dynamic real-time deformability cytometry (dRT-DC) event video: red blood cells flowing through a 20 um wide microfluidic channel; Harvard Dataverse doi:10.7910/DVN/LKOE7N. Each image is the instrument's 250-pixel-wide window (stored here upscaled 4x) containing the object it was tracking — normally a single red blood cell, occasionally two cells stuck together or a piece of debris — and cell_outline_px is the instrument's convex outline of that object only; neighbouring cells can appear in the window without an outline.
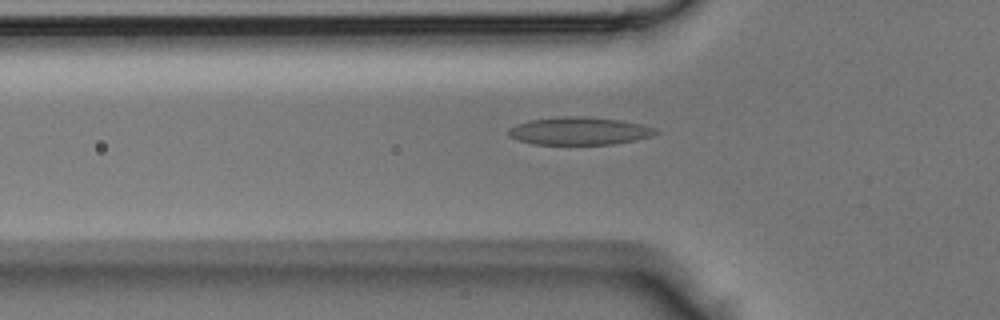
{"species": "Egyptian fruit bat (a non-hibernating species)", "species_latin": "Rousettus aegyptiacus", "temperature_condition": "room temperature", "stored_images_in_passage": 33, "camera_frame_rate_fps": 3000, "um_per_image_px": 0.085, "animal": {"sex": "male"}, "frame": {"image": 1, "passage_image": 8, "time_ms": 2.333, "image_size_px": [1000, 320], "cell_outline_px": [[660, 132], [652, 136], [612, 144], [532, 144], [516, 140], [508, 136], [508, 128], [516, 124], [532, 120], [560, 116], [584, 116], [620, 120], [640, 124], [656, 128]], "centroid_in_image_um": [49.2, 11.13], "position_along_channel_um": 76.6, "area_um2": 23.81}}
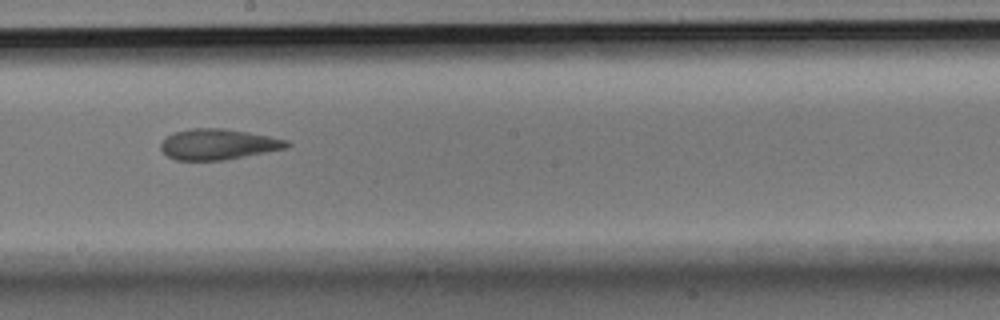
{"frame": {"image": 2, "passage_image": 18, "time_ms": 5.667, "image_size_px": [1000, 320], "cell_outline_px": [[292, 144], [288, 148], [224, 160], [176, 160], [168, 156], [160, 148], [160, 144], [172, 132], [192, 128], [224, 128], [248, 132], [288, 140]], "centroid_in_image_um": [18.56, 12.26], "position_along_channel_um": 229.6, "area_um2": 22.54}}
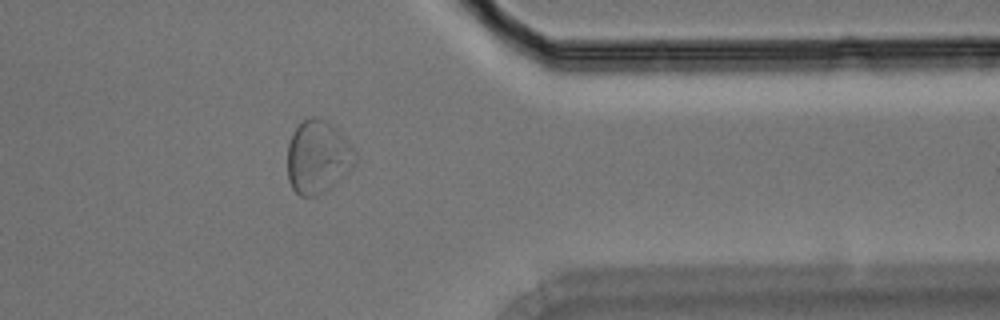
{"frame": {"image": 3, "passage_image": 29, "time_ms": 9.333, "image_size_px": [1000, 320], "cell_outline_px": [[356, 164], [328, 188], [316, 196], [300, 196], [292, 188], [288, 180], [288, 144], [292, 132], [308, 116], [316, 116], [324, 120], [344, 136], [352, 144], [356, 152]], "centroid_in_image_um": [27.01, 13.33], "position_along_channel_um": 384.4, "area_um2": 28.61}}